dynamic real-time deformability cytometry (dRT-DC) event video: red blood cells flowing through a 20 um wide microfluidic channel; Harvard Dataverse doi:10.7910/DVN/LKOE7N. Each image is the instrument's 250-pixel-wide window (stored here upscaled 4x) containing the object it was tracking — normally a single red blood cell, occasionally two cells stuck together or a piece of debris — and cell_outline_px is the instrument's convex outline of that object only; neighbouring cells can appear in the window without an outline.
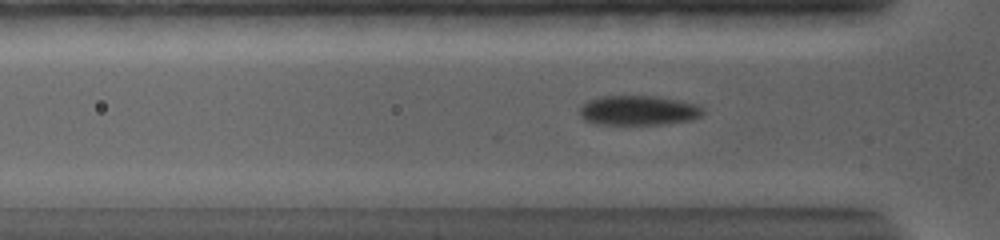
{"species": "common noctule bat (a hibernating species)", "species_latin": "Nyctalus noctula", "temperature_condition": "warm", "stored_images_in_passage": 58, "camera_frame_rate_fps": 5000, "um_per_image_px": 0.085, "animal": {"sex": "female", "body_mass_g": 19.0, "forearm_length_mm": 56.7}, "frame": {"image": 1, "passage_image": 11, "time_ms": 3.6, "image_size_px": [1000, 240], "cell_outline_px": [[704, 112], [700, 116], [692, 120], [664, 124], [596, 124], [584, 120], [580, 116], [580, 108], [588, 100], [600, 96], [656, 96], [696, 104], [704, 108]], "centroid_in_image_um": [54.26, 9.39], "position_along_channel_um": 71.5, "area_um2": 21.33}}
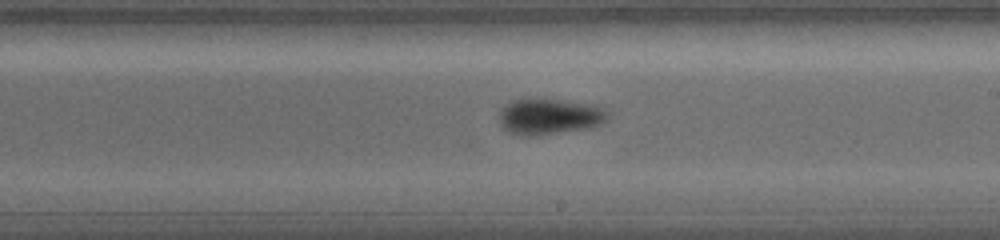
{"frame": {"image": 2, "passage_image": 26, "time_ms": 8.2, "image_size_px": [1000, 240], "cell_outline_px": [[612, 116], [608, 120], [600, 124], [588, 128], [536, 136], [520, 136], [504, 128], [500, 124], [500, 112], [512, 100], [524, 96], [528, 96], [592, 104], [604, 108]], "centroid_in_image_um": [46.73, 9.88], "position_along_channel_um": 242.3, "area_um2": 23.24}}
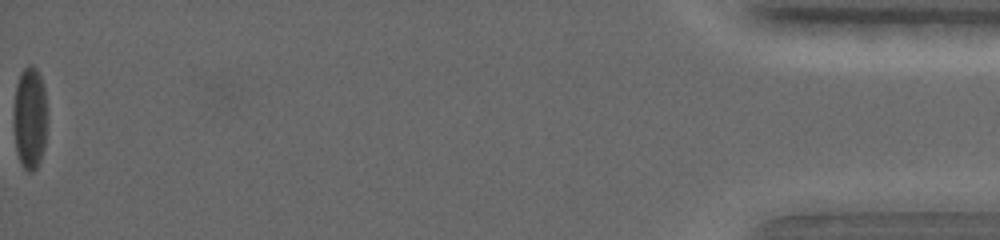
{"frame": {"image": 3, "passage_image": 58, "time_ms": 17.4, "image_size_px": [1000, 240], "cell_outline_px": [[44, 148], [40, 160], [36, 168], [32, 172], [28, 172], [24, 168], [16, 152], [12, 116], [16, 84], [20, 72], [28, 64], [32, 64], [36, 68], [40, 76], [44, 88]], "centroid_in_image_um": [2.47, 10.01], "position_along_channel_um": 432.7, "area_um2": 19.83}, "authors_computed_cell_mechanics": {"area_um2": 20.9814, "velocity_mm_per_s": 3.7154, "shape_relaxation_time_tau1_ms": 3.4378, "shape_relaxation_time_tau2_ms": null, "deformation_change_tau1": 0.1241, "deformation_change_tau2": null}}